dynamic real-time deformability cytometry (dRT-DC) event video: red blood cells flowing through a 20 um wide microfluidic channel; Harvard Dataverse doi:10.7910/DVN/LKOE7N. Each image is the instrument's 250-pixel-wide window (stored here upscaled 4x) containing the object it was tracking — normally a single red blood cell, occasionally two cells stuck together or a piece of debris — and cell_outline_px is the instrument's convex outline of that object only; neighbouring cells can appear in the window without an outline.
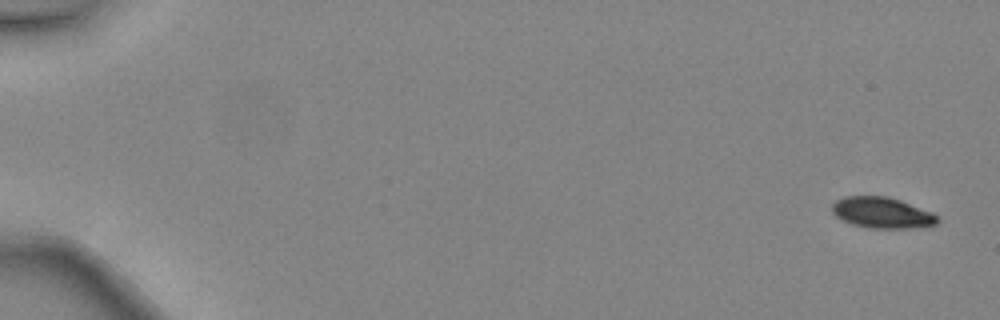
{"species": "common noctule bat (a hibernating species)", "species_latin": "Nyctalus noctula", "temperature_condition": "warm", "stored_images_in_passage": 5, "camera_frame_rate_fps": 3000, "um_per_image_px": 0.085, "animal": {"sex": "female", "body_mass_g": 24.6, "forearm_length_mm": 56.2}, "frame": {"image": 1, "passage_image": 1, "time_ms": 0.0, "image_size_px": [1000, 320], "cell_outline_px": [[940, 220], [936, 224], [908, 228], [868, 228], [852, 224], [840, 220], [832, 212], [832, 204], [836, 200], [844, 196], [888, 196], [900, 200], [932, 212]], "centroid_in_image_um": [74.93, 18.07], "position_along_channel_um": 10.1, "area_um2": 19.02}}
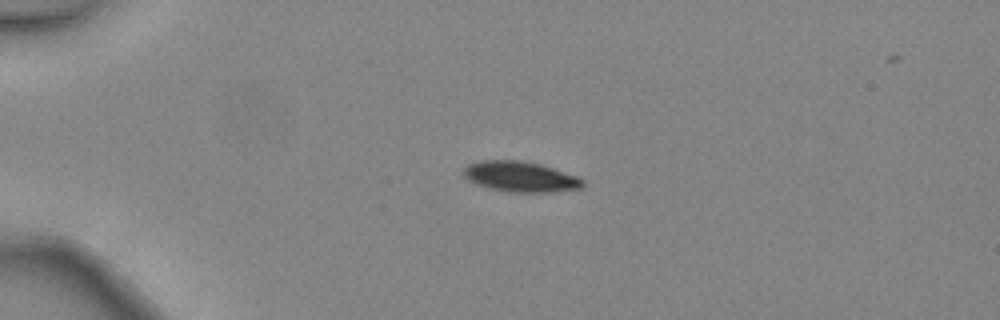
{"frame": {"image": 2, "passage_image": 4, "time_ms": 1.0, "image_size_px": [1000, 320], "cell_outline_px": [[584, 188], [552, 192], [508, 192], [476, 184], [468, 180], [464, 176], [464, 168], [468, 164], [480, 160], [520, 160], [540, 164], [576, 176], [584, 180]], "centroid_in_image_um": [44.24, 15.02], "position_along_channel_um": 40.8, "area_um2": 21.1}}